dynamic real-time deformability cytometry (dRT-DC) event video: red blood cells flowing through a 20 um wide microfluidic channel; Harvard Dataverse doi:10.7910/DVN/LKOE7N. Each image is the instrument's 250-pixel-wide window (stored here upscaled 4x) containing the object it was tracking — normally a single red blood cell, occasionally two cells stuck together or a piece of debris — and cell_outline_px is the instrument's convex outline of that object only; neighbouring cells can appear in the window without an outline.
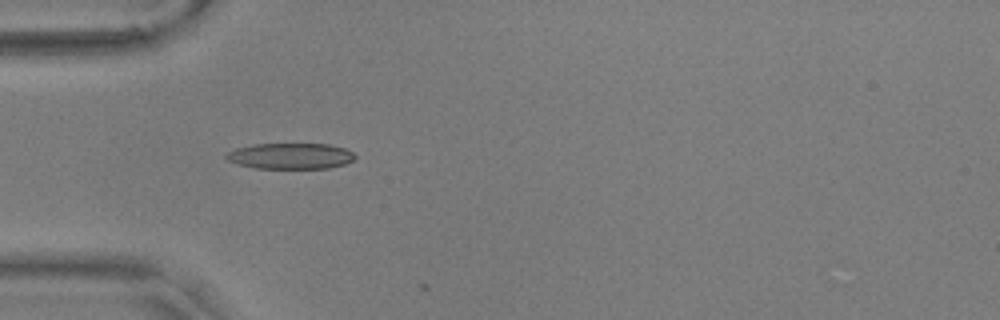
{"species": "common noctule bat (a hibernating species)", "species_latin": "Nyctalus noctula", "temperature_condition": "warm", "stored_images_in_passage": 16, "camera_frame_rate_fps": 3000, "um_per_image_px": 0.085, "animal": {"sex": "male", "body_mass_g": 17.9, "forearm_length_mm": 54.2}, "frame": {"image": 1, "passage_image": 15, "time_ms": 4.667, "image_size_px": [1000, 320], "cell_outline_px": [[356, 156], [352, 160], [344, 164], [328, 168], [256, 168], [236, 164], [228, 160], [224, 156], [228, 152], [236, 148], [252, 144], [328, 144], [344, 148], [352, 152]], "centroid_in_image_um": [24.66, 13.26], "position_along_channel_um": 60.3, "area_um2": 19.36}}